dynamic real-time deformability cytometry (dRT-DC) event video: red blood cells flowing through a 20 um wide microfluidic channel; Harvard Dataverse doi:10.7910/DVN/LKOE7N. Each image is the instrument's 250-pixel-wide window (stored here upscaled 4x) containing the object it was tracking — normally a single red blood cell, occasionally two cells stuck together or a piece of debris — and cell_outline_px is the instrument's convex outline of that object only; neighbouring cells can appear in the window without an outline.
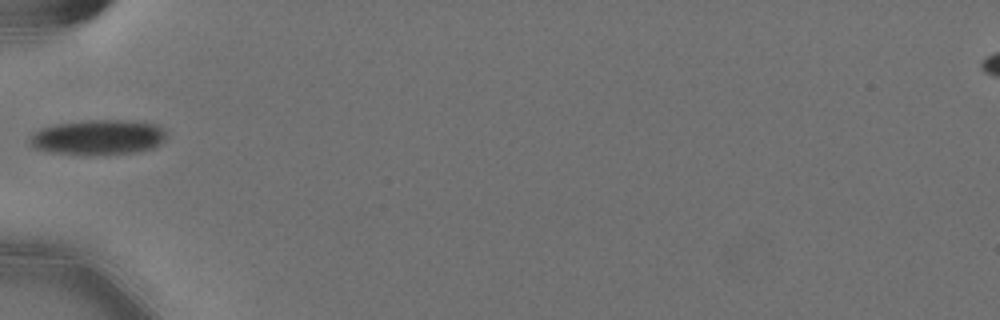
{"species": "Egyptian fruit bat (a non-hibernating species)", "species_latin": "Rousettus aegyptiacus", "temperature_condition": "cold", "stored_images_in_passage": 38, "camera_frame_rate_fps": 3000, "um_per_image_px": 0.085, "animal": {"sex": "female"}, "frame": {"image": 1, "passage_image": 1, "time_ms": 0.0, "image_size_px": [1000, 320], "cell_outline_px": [[164, 140], [160, 144], [152, 148], [132, 152], [52, 152], [32, 148], [28, 144], [28, 136], [40, 128], [56, 124], [88, 120], [132, 120], [156, 124], [164, 132]], "centroid_in_image_um": [8.28, 11.62], "position_along_channel_um": 76.7, "area_um2": 27.05}}
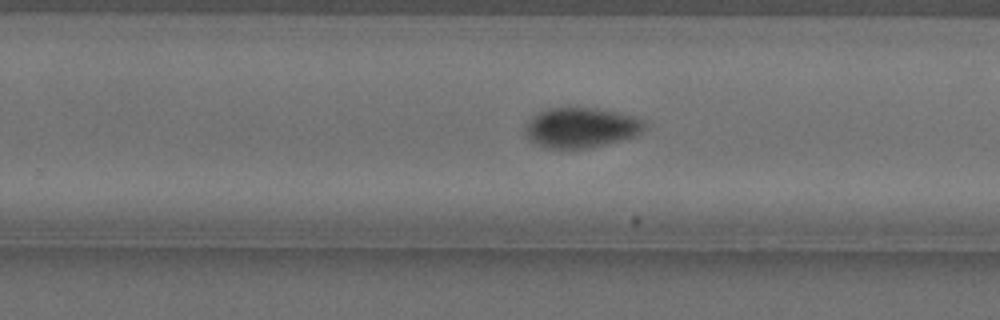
{"frame": {"image": 2, "passage_image": 18, "time_ms": 5.667, "image_size_px": [1000, 320], "cell_outline_px": [[644, 124], [640, 132], [632, 136], [620, 140], [588, 148], [548, 148], [528, 140], [524, 132], [524, 128], [528, 120], [532, 116], [548, 108], [596, 108], [616, 112], [632, 116], [644, 120]], "centroid_in_image_um": [49.31, 10.84], "position_along_channel_um": 280.5, "area_um2": 27.51}}
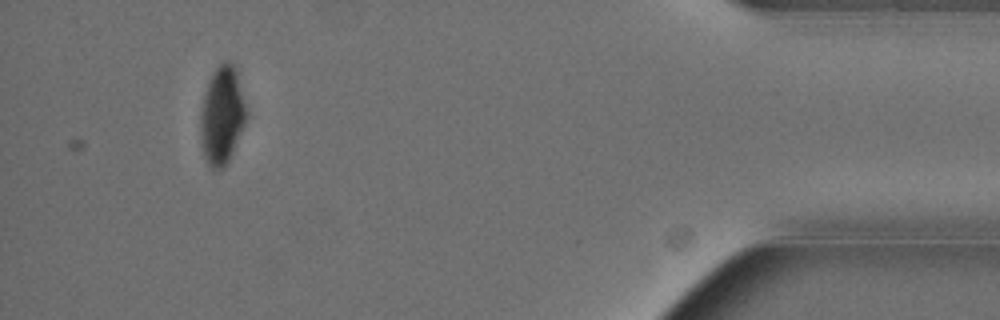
{"frame": {"image": 3, "passage_image": 34, "time_ms": 11.0, "image_size_px": [1000, 320], "cell_outline_px": [[244, 124], [228, 160], [220, 168], [212, 168], [208, 164], [204, 156], [200, 132], [200, 112], [204, 96], [212, 72], [224, 60], [228, 60], [236, 64], [244, 104]], "centroid_in_image_um": [18.84, 9.73], "position_along_channel_um": 416.4, "area_um2": 25.43}, "authors_computed_cell_mechanics": {"area_um2": 27.5706, "velocity_mm_per_s": 3.5997, "shape_relaxation_time_tau1_ms": 3.4771, "shape_relaxation_time_tau2_ms": null, "deformation_change_tau1": 0.1118, "deformation_change_tau2": null}}